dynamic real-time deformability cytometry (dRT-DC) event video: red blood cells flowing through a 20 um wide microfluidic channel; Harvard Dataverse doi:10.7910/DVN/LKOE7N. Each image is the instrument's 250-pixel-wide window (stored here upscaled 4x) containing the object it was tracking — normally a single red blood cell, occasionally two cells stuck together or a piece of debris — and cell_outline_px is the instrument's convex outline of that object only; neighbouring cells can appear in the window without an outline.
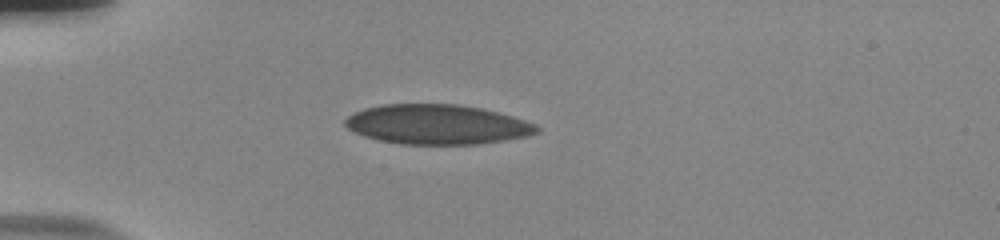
{"species": "human", "species_latin": "Homo sapiens", "temperature_condition": "room temperature", "stored_images_in_passage": 39, "camera_frame_rate_fps": 3000, "um_per_image_px": 0.085, "donor": {"sex": "male"}, "frame": {"image": 1, "passage_image": 1, "time_ms": 0.0, "image_size_px": [1000, 240], "cell_outline_px": [[540, 132], [528, 136], [504, 140], [476, 144], [400, 144], [380, 140], [364, 136], [348, 128], [344, 124], [344, 120], [348, 116], [364, 108], [380, 104], [460, 104], [480, 108], [512, 116], [536, 124], [540, 128]], "centroid_in_image_um": [37.16, 10.57], "position_along_channel_um": 47.8, "area_um2": 44.33}}
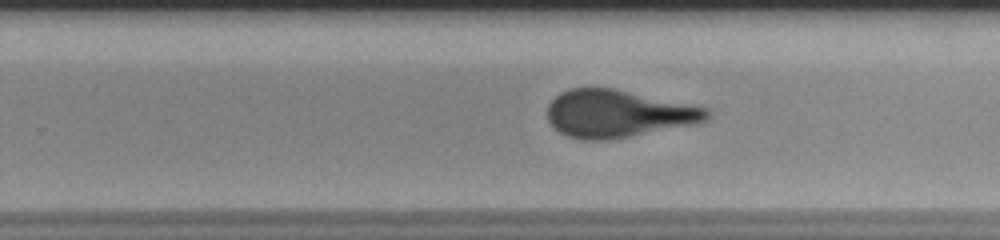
{"frame": {"image": 2, "passage_image": 21, "time_ms": 6.667, "image_size_px": [1000, 240], "cell_outline_px": [[712, 112], [708, 120], [696, 124], [628, 136], [604, 140], [580, 140], [568, 136], [560, 132], [548, 120], [548, 104], [560, 92], [568, 88], [612, 88], [692, 104], [708, 108]], "centroid_in_image_um": [52.56, 9.65], "position_along_channel_um": 277.2, "area_um2": 44.04}}
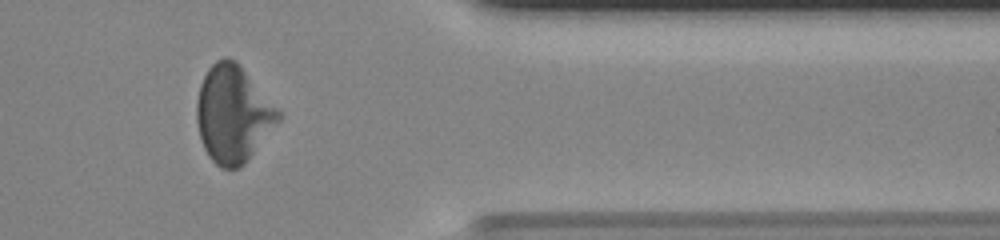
{"frame": {"image": 3, "passage_image": 31, "time_ms": 10.0, "image_size_px": [1000, 240], "cell_outline_px": [[284, 116], [244, 164], [240, 168], [220, 168], [208, 156], [204, 148], [200, 136], [196, 120], [196, 100], [200, 84], [208, 68], [216, 60], [224, 56], [228, 56], [236, 60], [240, 64], [284, 112]], "centroid_in_image_um": [19.84, 9.66], "position_along_channel_um": 391.6, "area_um2": 46.93}, "authors_computed_cell_mechanics": {"area_um2": 44.8528, "velocity_mm_per_s": 3.8302, "shape_relaxation_time_tau1_ms": 6.9681, "shape_relaxation_time_tau2_ms": 0.6815, "deformation_change_tau1": 0.1774, "deformation_change_tau2": 0.0605}}